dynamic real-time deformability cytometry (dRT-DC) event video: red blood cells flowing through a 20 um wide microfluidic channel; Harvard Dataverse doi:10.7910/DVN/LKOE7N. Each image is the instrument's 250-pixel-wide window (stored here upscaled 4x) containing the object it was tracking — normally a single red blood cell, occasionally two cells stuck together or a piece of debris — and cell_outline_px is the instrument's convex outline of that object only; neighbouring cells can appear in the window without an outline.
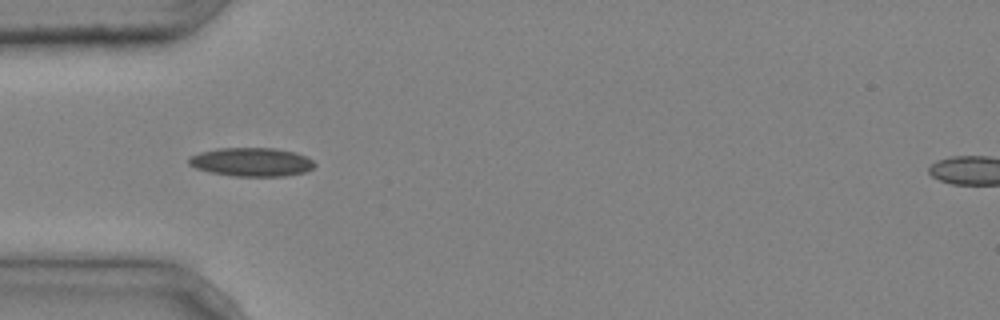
{"species": "common noctule bat (a hibernating species)", "species_latin": "Nyctalus noctula", "temperature_condition": "cold", "stored_images_in_passage": 6, "camera_frame_rate_fps": 3000, "um_per_image_px": 0.085, "animal": {"sex": "male", "body_mass_g": 20.4}, "frame": {"image": 1, "passage_image": 5, "time_ms": 1.333, "image_size_px": [1000, 320], "cell_outline_px": [[316, 164], [312, 168], [304, 172], [284, 176], [236, 176], [208, 172], [196, 168], [188, 164], [188, 156], [200, 152], [216, 148], [276, 148], [296, 152], [312, 160]], "centroid_in_image_um": [21.34, 13.76], "position_along_channel_um": 63.7, "area_um2": 21.1}}